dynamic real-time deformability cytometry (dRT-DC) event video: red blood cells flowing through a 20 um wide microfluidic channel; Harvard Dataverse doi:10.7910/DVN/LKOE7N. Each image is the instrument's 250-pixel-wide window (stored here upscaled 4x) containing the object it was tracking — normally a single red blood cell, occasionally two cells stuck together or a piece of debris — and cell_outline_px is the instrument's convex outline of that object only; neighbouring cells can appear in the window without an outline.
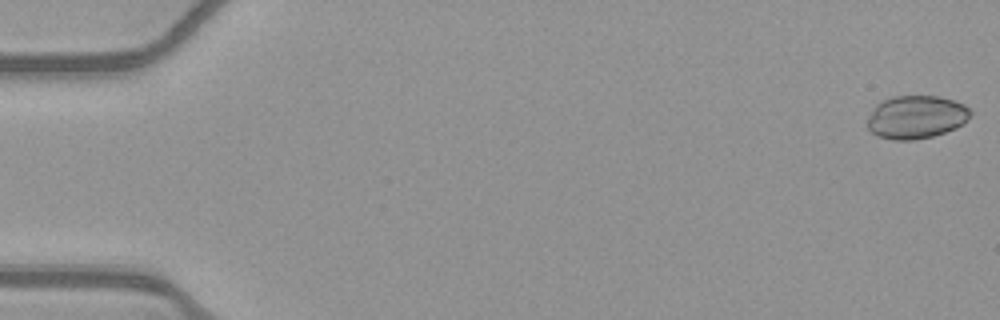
{"species": "common noctule bat (a hibernating species)", "species_latin": "Nyctalus noctula", "temperature_condition": "warm", "stored_images_in_passage": 54, "camera_frame_rate_fps": 3000, "um_per_image_px": 0.085, "animal": {"sex": "female", "body_mass_g": 21.9}, "frame": {"image": 1, "passage_image": 1, "time_ms": 0.0, "image_size_px": [1000, 320], "cell_outline_px": [[972, 116], [964, 124], [956, 128], [932, 136], [916, 140], [892, 140], [876, 136], [868, 128], [868, 120], [872, 108], [876, 104], [892, 96], [940, 96], [956, 100], [964, 104], [972, 112]], "centroid_in_image_um": [77.9, 9.95], "position_along_channel_um": 7.1, "area_um2": 26.24}}
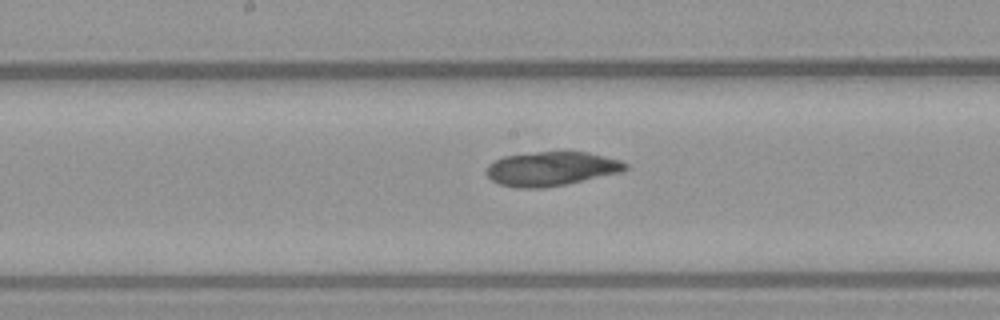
{"frame": {"image": 2, "passage_image": 28, "time_ms": 9.0, "image_size_px": [1000, 320], "cell_outline_px": [[628, 168], [624, 172], [544, 188], [512, 188], [500, 184], [492, 180], [484, 172], [488, 164], [504, 156], [536, 152], [588, 152], [620, 160], [628, 164]], "centroid_in_image_um": [46.86, 14.35], "position_along_channel_um": 201.3, "area_um2": 27.74}}
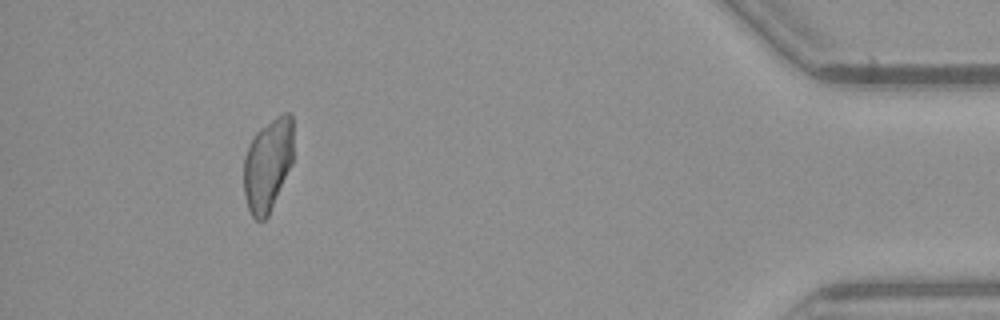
{"frame": {"image": 3, "passage_image": 49, "time_ms": 16.0, "image_size_px": [1000, 320], "cell_outline_px": [[292, 164], [268, 216], [264, 220], [256, 220], [252, 216], [248, 208], [244, 196], [244, 156], [256, 132], [260, 128], [276, 116], [284, 112], [288, 112], [292, 116]], "centroid_in_image_um": [22.76, 14.01], "position_along_channel_um": 412.4, "area_um2": 26.76}}